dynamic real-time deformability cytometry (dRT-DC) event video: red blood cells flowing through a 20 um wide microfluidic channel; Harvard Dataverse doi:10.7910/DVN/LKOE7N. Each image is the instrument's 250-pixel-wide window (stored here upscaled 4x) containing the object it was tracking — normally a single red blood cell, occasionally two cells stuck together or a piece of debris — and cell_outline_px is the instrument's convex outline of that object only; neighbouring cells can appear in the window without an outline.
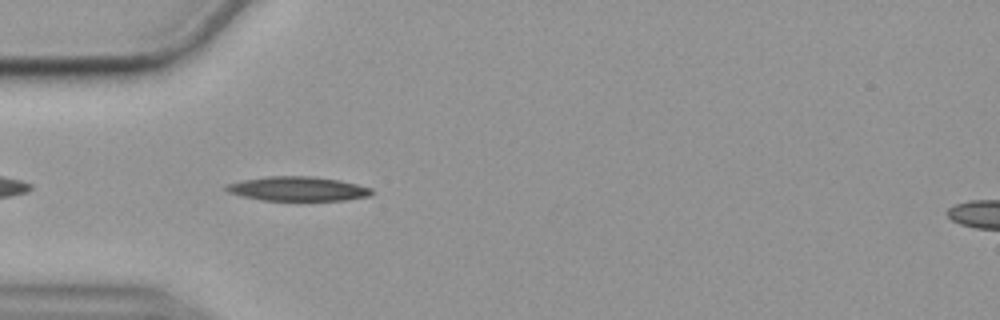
{"species": "common noctule bat (a hibernating species)", "species_latin": "Nyctalus noctula", "temperature_condition": "cold", "stored_images_in_passage": 42, "camera_frame_rate_fps": 3000, "um_per_image_px": 0.085, "animal": {"sex": "female", "body_mass_g": 19.9}, "frame": {"image": 1, "passage_image": 3, "time_ms": 0.667, "image_size_px": [1000, 320], "cell_outline_px": [[372, 192], [368, 196], [344, 200], [260, 200], [228, 192], [224, 188], [224, 184], [244, 180], [268, 176], [312, 176], [340, 180], [372, 188]], "centroid_in_image_um": [25.28, 16.04], "position_along_channel_um": 59.7, "area_um2": 20.46}}
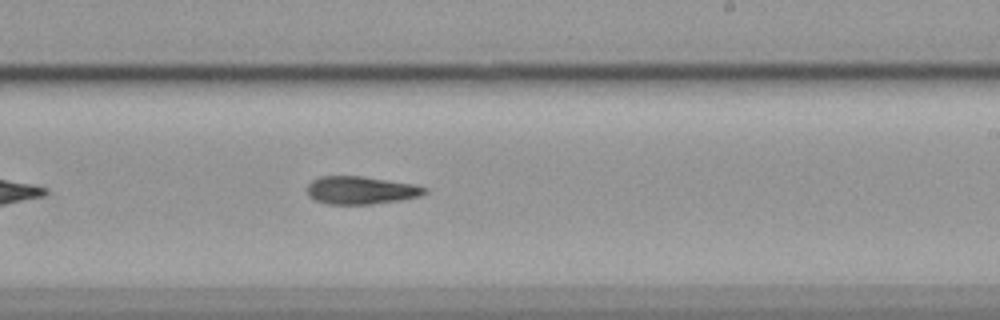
{"frame": {"image": 2, "passage_image": 20, "time_ms": 6.333, "image_size_px": [1000, 320], "cell_outline_px": [[428, 192], [420, 196], [400, 200], [372, 204], [328, 204], [316, 200], [308, 196], [308, 184], [312, 180], [320, 176], [360, 176], [412, 184], [428, 188]], "centroid_in_image_um": [30.67, 16.17], "position_along_channel_um": 258.3, "area_um2": 18.96}}
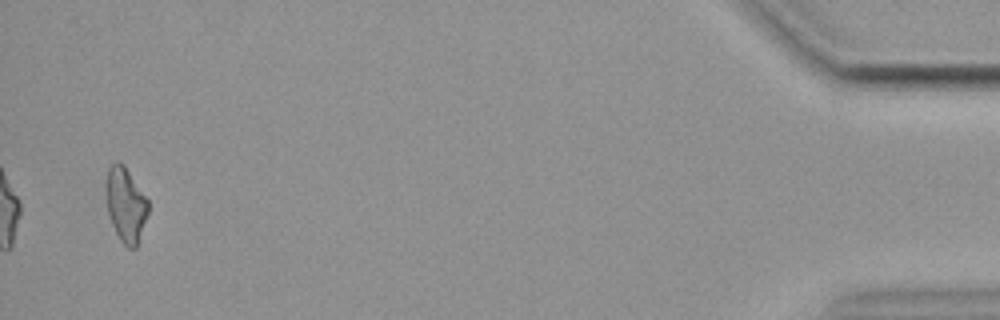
{"frame": {"image": 3, "passage_image": 41, "time_ms": 13.333, "image_size_px": [1000, 320], "cell_outline_px": [[148, 212], [136, 248], [128, 248], [120, 240], [112, 224], [108, 212], [104, 196], [104, 184], [108, 168], [116, 160], [124, 164], [148, 200]], "centroid_in_image_um": [10.64, 17.35], "position_along_channel_um": 424.6, "area_um2": 18.5}, "authors_computed_cell_mechanics": {"area_um2": 19.1896, "velocity_mm_per_s": 3.5674, "shape_relaxation_time_tau1_ms": null, "shape_relaxation_time_tau2_ms": 5.2307, "deformation_change_tau1": null, "deformation_change_tau2": 0.1652}}